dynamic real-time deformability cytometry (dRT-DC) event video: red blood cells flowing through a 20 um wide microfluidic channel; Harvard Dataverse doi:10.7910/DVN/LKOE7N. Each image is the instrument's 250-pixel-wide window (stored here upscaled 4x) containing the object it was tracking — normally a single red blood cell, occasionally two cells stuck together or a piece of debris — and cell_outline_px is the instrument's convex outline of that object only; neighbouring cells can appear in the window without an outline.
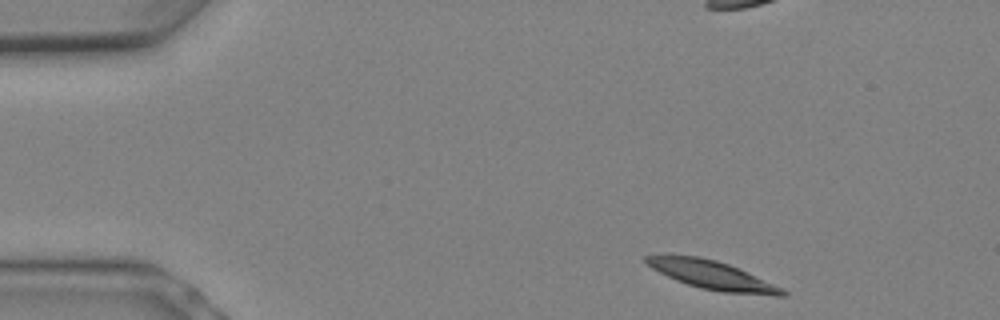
{"species": "Egyptian fruit bat (a non-hibernating species)", "species_latin": "Rousettus aegyptiacus", "temperature_condition": "warm", "stored_images_in_passage": 7, "camera_frame_rate_fps": 3000, "um_per_image_px": 0.085, "animal": {"sex": "female"}, "frame": {"image": 1, "passage_image": 1, "time_ms": 0.0, "image_size_px": [1000, 320], "cell_outline_px": [[788, 296], [776, 296], [724, 292], [700, 288], [676, 280], [652, 268], [644, 260], [644, 256], [660, 252], [664, 252], [700, 256], [716, 260], [728, 264], [784, 288], [788, 292]], "centroid_in_image_um": [60.47, 23.34], "position_along_channel_um": 24.5, "area_um2": 23.12}}
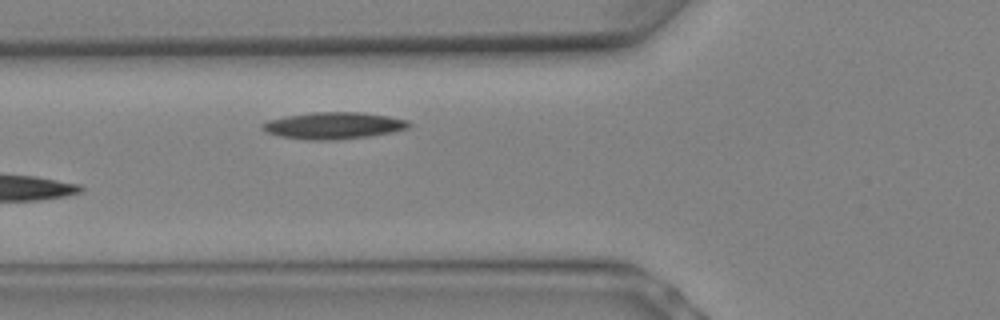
{"frame": {"image": 2, "passage_image": 7, "time_ms": 2.0, "image_size_px": [1000, 320], "cell_outline_px": [[412, 124], [408, 128], [392, 132], [368, 136], [336, 140], [304, 140], [280, 136], [264, 132], [260, 128], [260, 124], [268, 120], [288, 116], [312, 112], [364, 112], [388, 116], [408, 120]], "centroid_in_image_um": [28.33, 10.68], "position_along_channel_um": 97.5, "area_um2": 23.06}}